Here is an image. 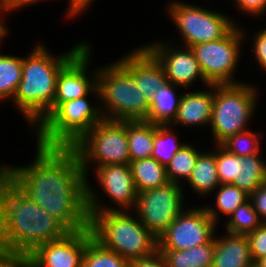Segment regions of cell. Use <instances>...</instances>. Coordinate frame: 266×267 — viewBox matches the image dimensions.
I'll use <instances>...</instances> for the list:
<instances>
[{
  "label": "cell",
  "mask_w": 266,
  "mask_h": 267,
  "mask_svg": "<svg viewBox=\"0 0 266 267\" xmlns=\"http://www.w3.org/2000/svg\"><path fill=\"white\" fill-rule=\"evenodd\" d=\"M252 84L214 85L210 122L214 144H221L229 136L247 131L255 114L258 92Z\"/></svg>",
  "instance_id": "cell-7"
},
{
  "label": "cell",
  "mask_w": 266,
  "mask_h": 267,
  "mask_svg": "<svg viewBox=\"0 0 266 267\" xmlns=\"http://www.w3.org/2000/svg\"><path fill=\"white\" fill-rule=\"evenodd\" d=\"M187 182L198 195L213 194L220 185L217 175L216 150L201 152Z\"/></svg>",
  "instance_id": "cell-22"
},
{
  "label": "cell",
  "mask_w": 266,
  "mask_h": 267,
  "mask_svg": "<svg viewBox=\"0 0 266 267\" xmlns=\"http://www.w3.org/2000/svg\"><path fill=\"white\" fill-rule=\"evenodd\" d=\"M86 43H77L56 57L38 43L29 55L23 57L22 79L12 101L34 128L53 112L59 71Z\"/></svg>",
  "instance_id": "cell-3"
},
{
  "label": "cell",
  "mask_w": 266,
  "mask_h": 267,
  "mask_svg": "<svg viewBox=\"0 0 266 267\" xmlns=\"http://www.w3.org/2000/svg\"><path fill=\"white\" fill-rule=\"evenodd\" d=\"M154 135V123L146 120L127 121L130 162L151 157Z\"/></svg>",
  "instance_id": "cell-23"
},
{
  "label": "cell",
  "mask_w": 266,
  "mask_h": 267,
  "mask_svg": "<svg viewBox=\"0 0 266 267\" xmlns=\"http://www.w3.org/2000/svg\"><path fill=\"white\" fill-rule=\"evenodd\" d=\"M256 267H266V258H263L261 260H259L256 264Z\"/></svg>",
  "instance_id": "cell-43"
},
{
  "label": "cell",
  "mask_w": 266,
  "mask_h": 267,
  "mask_svg": "<svg viewBox=\"0 0 266 267\" xmlns=\"http://www.w3.org/2000/svg\"><path fill=\"white\" fill-rule=\"evenodd\" d=\"M200 153L192 144L186 143L166 166L168 181L181 185L184 179L188 180Z\"/></svg>",
  "instance_id": "cell-28"
},
{
  "label": "cell",
  "mask_w": 266,
  "mask_h": 267,
  "mask_svg": "<svg viewBox=\"0 0 266 267\" xmlns=\"http://www.w3.org/2000/svg\"><path fill=\"white\" fill-rule=\"evenodd\" d=\"M216 148L217 175L220 184H231L237 177L238 156L229 152L221 144H217Z\"/></svg>",
  "instance_id": "cell-33"
},
{
  "label": "cell",
  "mask_w": 266,
  "mask_h": 267,
  "mask_svg": "<svg viewBox=\"0 0 266 267\" xmlns=\"http://www.w3.org/2000/svg\"><path fill=\"white\" fill-rule=\"evenodd\" d=\"M69 1V8L67 10V16H77L79 15V13L82 14V12L86 9H88V7L90 6V4L94 1V0H68Z\"/></svg>",
  "instance_id": "cell-40"
},
{
  "label": "cell",
  "mask_w": 266,
  "mask_h": 267,
  "mask_svg": "<svg viewBox=\"0 0 266 267\" xmlns=\"http://www.w3.org/2000/svg\"><path fill=\"white\" fill-rule=\"evenodd\" d=\"M5 12L6 11L0 6V38H5V36L8 33V30H7V27H6L7 25L5 24V22L3 21L2 17H1L2 14H5Z\"/></svg>",
  "instance_id": "cell-42"
},
{
  "label": "cell",
  "mask_w": 266,
  "mask_h": 267,
  "mask_svg": "<svg viewBox=\"0 0 266 267\" xmlns=\"http://www.w3.org/2000/svg\"><path fill=\"white\" fill-rule=\"evenodd\" d=\"M117 61L133 76L136 86L149 102L155 91L168 82L163 66L142 45Z\"/></svg>",
  "instance_id": "cell-17"
},
{
  "label": "cell",
  "mask_w": 266,
  "mask_h": 267,
  "mask_svg": "<svg viewBox=\"0 0 266 267\" xmlns=\"http://www.w3.org/2000/svg\"><path fill=\"white\" fill-rule=\"evenodd\" d=\"M97 87L99 100L103 102V119L120 121L147 120L150 102L133 76L118 62L98 69Z\"/></svg>",
  "instance_id": "cell-5"
},
{
  "label": "cell",
  "mask_w": 266,
  "mask_h": 267,
  "mask_svg": "<svg viewBox=\"0 0 266 267\" xmlns=\"http://www.w3.org/2000/svg\"><path fill=\"white\" fill-rule=\"evenodd\" d=\"M172 2V3H171ZM169 16L183 38L184 46L212 42L225 37L237 24L225 13H219L187 2L171 1Z\"/></svg>",
  "instance_id": "cell-9"
},
{
  "label": "cell",
  "mask_w": 266,
  "mask_h": 267,
  "mask_svg": "<svg viewBox=\"0 0 266 267\" xmlns=\"http://www.w3.org/2000/svg\"><path fill=\"white\" fill-rule=\"evenodd\" d=\"M70 231L22 192L0 166V249L31 254L39 245L65 237Z\"/></svg>",
  "instance_id": "cell-2"
},
{
  "label": "cell",
  "mask_w": 266,
  "mask_h": 267,
  "mask_svg": "<svg viewBox=\"0 0 266 267\" xmlns=\"http://www.w3.org/2000/svg\"><path fill=\"white\" fill-rule=\"evenodd\" d=\"M87 96L61 103L35 129L36 144L73 147L102 119L100 107L90 105Z\"/></svg>",
  "instance_id": "cell-6"
},
{
  "label": "cell",
  "mask_w": 266,
  "mask_h": 267,
  "mask_svg": "<svg viewBox=\"0 0 266 267\" xmlns=\"http://www.w3.org/2000/svg\"><path fill=\"white\" fill-rule=\"evenodd\" d=\"M238 10L250 16H260L266 11V0H234Z\"/></svg>",
  "instance_id": "cell-37"
},
{
  "label": "cell",
  "mask_w": 266,
  "mask_h": 267,
  "mask_svg": "<svg viewBox=\"0 0 266 267\" xmlns=\"http://www.w3.org/2000/svg\"><path fill=\"white\" fill-rule=\"evenodd\" d=\"M130 267H167L164 257L159 250L152 255L130 261Z\"/></svg>",
  "instance_id": "cell-39"
},
{
  "label": "cell",
  "mask_w": 266,
  "mask_h": 267,
  "mask_svg": "<svg viewBox=\"0 0 266 267\" xmlns=\"http://www.w3.org/2000/svg\"><path fill=\"white\" fill-rule=\"evenodd\" d=\"M260 135L262 133H253L250 129L236 135L229 136L221 145L229 152L237 156L244 157L257 154L260 151Z\"/></svg>",
  "instance_id": "cell-32"
},
{
  "label": "cell",
  "mask_w": 266,
  "mask_h": 267,
  "mask_svg": "<svg viewBox=\"0 0 266 267\" xmlns=\"http://www.w3.org/2000/svg\"><path fill=\"white\" fill-rule=\"evenodd\" d=\"M177 87L178 89L180 88V86L167 82L155 91L150 102V111L146 121L156 125H168L173 123L177 116L182 97L181 93H176L175 88Z\"/></svg>",
  "instance_id": "cell-20"
},
{
  "label": "cell",
  "mask_w": 266,
  "mask_h": 267,
  "mask_svg": "<svg viewBox=\"0 0 266 267\" xmlns=\"http://www.w3.org/2000/svg\"><path fill=\"white\" fill-rule=\"evenodd\" d=\"M0 267H33L29 254L5 253L0 258Z\"/></svg>",
  "instance_id": "cell-38"
},
{
  "label": "cell",
  "mask_w": 266,
  "mask_h": 267,
  "mask_svg": "<svg viewBox=\"0 0 266 267\" xmlns=\"http://www.w3.org/2000/svg\"><path fill=\"white\" fill-rule=\"evenodd\" d=\"M257 32L253 38V53L259 67L266 71V28Z\"/></svg>",
  "instance_id": "cell-36"
},
{
  "label": "cell",
  "mask_w": 266,
  "mask_h": 267,
  "mask_svg": "<svg viewBox=\"0 0 266 267\" xmlns=\"http://www.w3.org/2000/svg\"><path fill=\"white\" fill-rule=\"evenodd\" d=\"M209 90L193 91L182 94L178 113L171 124L183 126L210 125L213 108L214 85H209ZM213 90V91H212Z\"/></svg>",
  "instance_id": "cell-18"
},
{
  "label": "cell",
  "mask_w": 266,
  "mask_h": 267,
  "mask_svg": "<svg viewBox=\"0 0 266 267\" xmlns=\"http://www.w3.org/2000/svg\"><path fill=\"white\" fill-rule=\"evenodd\" d=\"M249 201L258 213L260 220L266 223V182L249 195Z\"/></svg>",
  "instance_id": "cell-35"
},
{
  "label": "cell",
  "mask_w": 266,
  "mask_h": 267,
  "mask_svg": "<svg viewBox=\"0 0 266 267\" xmlns=\"http://www.w3.org/2000/svg\"><path fill=\"white\" fill-rule=\"evenodd\" d=\"M171 124L156 125L154 144L151 158L157 160L161 165L167 166L175 153L179 151L186 143H179L177 135L171 129Z\"/></svg>",
  "instance_id": "cell-29"
},
{
  "label": "cell",
  "mask_w": 266,
  "mask_h": 267,
  "mask_svg": "<svg viewBox=\"0 0 266 267\" xmlns=\"http://www.w3.org/2000/svg\"><path fill=\"white\" fill-rule=\"evenodd\" d=\"M216 226L203 206L183 210L158 237L157 249L186 250L205 244L215 236Z\"/></svg>",
  "instance_id": "cell-13"
},
{
  "label": "cell",
  "mask_w": 266,
  "mask_h": 267,
  "mask_svg": "<svg viewBox=\"0 0 266 267\" xmlns=\"http://www.w3.org/2000/svg\"><path fill=\"white\" fill-rule=\"evenodd\" d=\"M39 1L41 2V0H0V6L6 12H10L12 10H20V8H24V6H29Z\"/></svg>",
  "instance_id": "cell-41"
},
{
  "label": "cell",
  "mask_w": 266,
  "mask_h": 267,
  "mask_svg": "<svg viewBox=\"0 0 266 267\" xmlns=\"http://www.w3.org/2000/svg\"><path fill=\"white\" fill-rule=\"evenodd\" d=\"M94 171L100 188L113 201L112 203L118 205V208L101 204L102 200L98 199V195L89 185L90 182L86 180V202L89 218L95 213L107 211H128V209L134 211L138 192L130 165L107 164L95 168Z\"/></svg>",
  "instance_id": "cell-11"
},
{
  "label": "cell",
  "mask_w": 266,
  "mask_h": 267,
  "mask_svg": "<svg viewBox=\"0 0 266 267\" xmlns=\"http://www.w3.org/2000/svg\"><path fill=\"white\" fill-rule=\"evenodd\" d=\"M153 43L144 45V47L158 60L163 66L167 81L187 88L193 84L196 79H200L204 86L209 84L206 82L201 71L200 65L193 50L190 47L176 49L171 47L170 42Z\"/></svg>",
  "instance_id": "cell-15"
},
{
  "label": "cell",
  "mask_w": 266,
  "mask_h": 267,
  "mask_svg": "<svg viewBox=\"0 0 266 267\" xmlns=\"http://www.w3.org/2000/svg\"><path fill=\"white\" fill-rule=\"evenodd\" d=\"M33 162L7 165V177L70 232L89 228L86 176L73 147L37 144Z\"/></svg>",
  "instance_id": "cell-1"
},
{
  "label": "cell",
  "mask_w": 266,
  "mask_h": 267,
  "mask_svg": "<svg viewBox=\"0 0 266 267\" xmlns=\"http://www.w3.org/2000/svg\"><path fill=\"white\" fill-rule=\"evenodd\" d=\"M23 57L0 54V102L13 99L22 79Z\"/></svg>",
  "instance_id": "cell-27"
},
{
  "label": "cell",
  "mask_w": 266,
  "mask_h": 267,
  "mask_svg": "<svg viewBox=\"0 0 266 267\" xmlns=\"http://www.w3.org/2000/svg\"><path fill=\"white\" fill-rule=\"evenodd\" d=\"M129 165L138 193L163 186L169 182L166 167L151 157L132 161Z\"/></svg>",
  "instance_id": "cell-25"
},
{
  "label": "cell",
  "mask_w": 266,
  "mask_h": 267,
  "mask_svg": "<svg viewBox=\"0 0 266 267\" xmlns=\"http://www.w3.org/2000/svg\"><path fill=\"white\" fill-rule=\"evenodd\" d=\"M229 216L225 229L231 234L247 235L263 223L249 200L238 206Z\"/></svg>",
  "instance_id": "cell-31"
},
{
  "label": "cell",
  "mask_w": 266,
  "mask_h": 267,
  "mask_svg": "<svg viewBox=\"0 0 266 267\" xmlns=\"http://www.w3.org/2000/svg\"><path fill=\"white\" fill-rule=\"evenodd\" d=\"M89 43H86L59 71L56 81V92L53 101V111L63 102L83 96L95 94L99 97L97 87L98 69L89 72L92 55ZM91 73V78H89ZM89 74V75H88Z\"/></svg>",
  "instance_id": "cell-14"
},
{
  "label": "cell",
  "mask_w": 266,
  "mask_h": 267,
  "mask_svg": "<svg viewBox=\"0 0 266 267\" xmlns=\"http://www.w3.org/2000/svg\"><path fill=\"white\" fill-rule=\"evenodd\" d=\"M236 25L225 37L191 46L201 71L209 85L238 84L235 70L240 59L245 33ZM234 80V81H233Z\"/></svg>",
  "instance_id": "cell-10"
},
{
  "label": "cell",
  "mask_w": 266,
  "mask_h": 267,
  "mask_svg": "<svg viewBox=\"0 0 266 267\" xmlns=\"http://www.w3.org/2000/svg\"><path fill=\"white\" fill-rule=\"evenodd\" d=\"M90 228L69 232L65 237L39 245L31 254L33 267H82Z\"/></svg>",
  "instance_id": "cell-16"
},
{
  "label": "cell",
  "mask_w": 266,
  "mask_h": 267,
  "mask_svg": "<svg viewBox=\"0 0 266 267\" xmlns=\"http://www.w3.org/2000/svg\"><path fill=\"white\" fill-rule=\"evenodd\" d=\"M182 185L168 182L138 193L134 209L139 221L158 239L185 209Z\"/></svg>",
  "instance_id": "cell-12"
},
{
  "label": "cell",
  "mask_w": 266,
  "mask_h": 267,
  "mask_svg": "<svg viewBox=\"0 0 266 267\" xmlns=\"http://www.w3.org/2000/svg\"><path fill=\"white\" fill-rule=\"evenodd\" d=\"M215 236V253L212 267H253L250 244L246 235Z\"/></svg>",
  "instance_id": "cell-19"
},
{
  "label": "cell",
  "mask_w": 266,
  "mask_h": 267,
  "mask_svg": "<svg viewBox=\"0 0 266 267\" xmlns=\"http://www.w3.org/2000/svg\"><path fill=\"white\" fill-rule=\"evenodd\" d=\"M257 154L238 156L237 177L232 183L248 195L266 182V161Z\"/></svg>",
  "instance_id": "cell-24"
},
{
  "label": "cell",
  "mask_w": 266,
  "mask_h": 267,
  "mask_svg": "<svg viewBox=\"0 0 266 267\" xmlns=\"http://www.w3.org/2000/svg\"><path fill=\"white\" fill-rule=\"evenodd\" d=\"M135 218L127 211L95 213L89 218V228L102 246L131 261L157 250V238Z\"/></svg>",
  "instance_id": "cell-4"
},
{
  "label": "cell",
  "mask_w": 266,
  "mask_h": 267,
  "mask_svg": "<svg viewBox=\"0 0 266 267\" xmlns=\"http://www.w3.org/2000/svg\"><path fill=\"white\" fill-rule=\"evenodd\" d=\"M250 244L254 264L266 258V223H262L253 232L246 235Z\"/></svg>",
  "instance_id": "cell-34"
},
{
  "label": "cell",
  "mask_w": 266,
  "mask_h": 267,
  "mask_svg": "<svg viewBox=\"0 0 266 267\" xmlns=\"http://www.w3.org/2000/svg\"><path fill=\"white\" fill-rule=\"evenodd\" d=\"M6 252H4L3 250L0 249V258L5 254Z\"/></svg>",
  "instance_id": "cell-44"
},
{
  "label": "cell",
  "mask_w": 266,
  "mask_h": 267,
  "mask_svg": "<svg viewBox=\"0 0 266 267\" xmlns=\"http://www.w3.org/2000/svg\"><path fill=\"white\" fill-rule=\"evenodd\" d=\"M216 189L218 191L215 198V206L217 208L211 206H204V208L212 220L217 224L220 212L223 213V216L227 215L228 218L238 206L243 205L249 200V195L232 183L220 184Z\"/></svg>",
  "instance_id": "cell-26"
},
{
  "label": "cell",
  "mask_w": 266,
  "mask_h": 267,
  "mask_svg": "<svg viewBox=\"0 0 266 267\" xmlns=\"http://www.w3.org/2000/svg\"><path fill=\"white\" fill-rule=\"evenodd\" d=\"M73 148L80 158L86 180L90 162H96L94 168L130 164L127 121L102 119Z\"/></svg>",
  "instance_id": "cell-8"
},
{
  "label": "cell",
  "mask_w": 266,
  "mask_h": 267,
  "mask_svg": "<svg viewBox=\"0 0 266 267\" xmlns=\"http://www.w3.org/2000/svg\"><path fill=\"white\" fill-rule=\"evenodd\" d=\"M167 267H212L215 236L207 243L186 250L157 249Z\"/></svg>",
  "instance_id": "cell-21"
},
{
  "label": "cell",
  "mask_w": 266,
  "mask_h": 267,
  "mask_svg": "<svg viewBox=\"0 0 266 267\" xmlns=\"http://www.w3.org/2000/svg\"><path fill=\"white\" fill-rule=\"evenodd\" d=\"M82 267H130V261L105 248L92 236L86 244Z\"/></svg>",
  "instance_id": "cell-30"
}]
</instances>
